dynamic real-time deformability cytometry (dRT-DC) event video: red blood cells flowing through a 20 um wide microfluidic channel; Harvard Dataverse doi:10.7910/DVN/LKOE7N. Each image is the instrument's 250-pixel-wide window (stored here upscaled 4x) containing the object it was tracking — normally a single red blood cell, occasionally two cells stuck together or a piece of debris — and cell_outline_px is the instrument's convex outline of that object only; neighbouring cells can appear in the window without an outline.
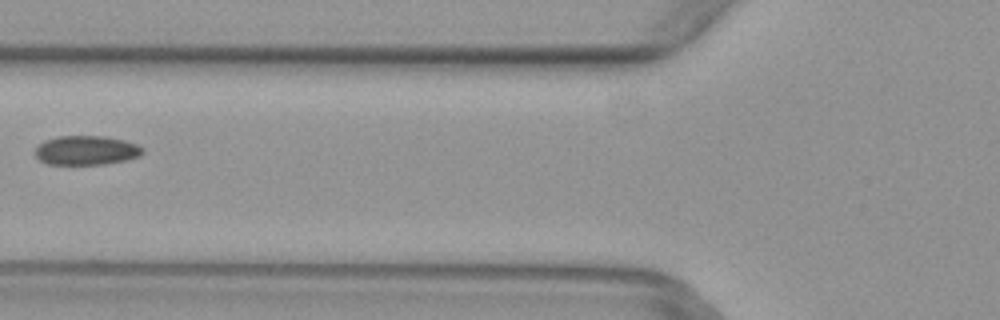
{"species": "common noctule bat (a hibernating species)", "species_latin": "Nyctalus noctula", "temperature_condition": "warm", "stored_images_in_passage": 2, "camera_frame_rate_fps": 3000, "um_per_image_px": 0.085, "animal": {"sex": "female", "body_mass_g": 29.2, "forearm_length_mm": 56.3}, "frame": {"image": 1, "passage_image": 2, "time_ms": 0.333, "image_size_px": [1000, 320], "cell_outline_px": [[144, 152], [140, 156], [128, 160], [104, 164], [48, 164], [40, 160], [36, 156], [36, 148], [44, 140], [56, 136], [104, 136], [124, 140], [136, 144], [144, 148]], "centroid_in_image_um": [7.37, 12.77], "position_along_channel_um": 118.4, "area_um2": 18.38}}